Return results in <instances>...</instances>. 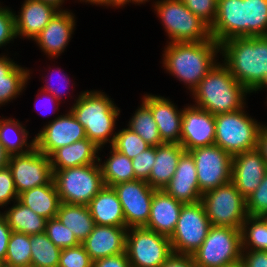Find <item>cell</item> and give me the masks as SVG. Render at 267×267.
Here are the masks:
<instances>
[{"mask_svg":"<svg viewBox=\"0 0 267 267\" xmlns=\"http://www.w3.org/2000/svg\"><path fill=\"white\" fill-rule=\"evenodd\" d=\"M220 51L231 75L250 93L267 88V36L232 38Z\"/></svg>","mask_w":267,"mask_h":267,"instance_id":"1","label":"cell"},{"mask_svg":"<svg viewBox=\"0 0 267 267\" xmlns=\"http://www.w3.org/2000/svg\"><path fill=\"white\" fill-rule=\"evenodd\" d=\"M218 52L220 44L213 38L203 42H169L163 54V64L192 92L217 64Z\"/></svg>","mask_w":267,"mask_h":267,"instance_id":"2","label":"cell"},{"mask_svg":"<svg viewBox=\"0 0 267 267\" xmlns=\"http://www.w3.org/2000/svg\"><path fill=\"white\" fill-rule=\"evenodd\" d=\"M247 93L223 63H217L192 91L194 105L212 115L241 110Z\"/></svg>","mask_w":267,"mask_h":267,"instance_id":"3","label":"cell"},{"mask_svg":"<svg viewBox=\"0 0 267 267\" xmlns=\"http://www.w3.org/2000/svg\"><path fill=\"white\" fill-rule=\"evenodd\" d=\"M71 112L84 127L86 138L93 141L100 149L108 141L110 146L113 145L116 136L113 130L120 109L104 92L88 90L82 92Z\"/></svg>","mask_w":267,"mask_h":267,"instance_id":"4","label":"cell"},{"mask_svg":"<svg viewBox=\"0 0 267 267\" xmlns=\"http://www.w3.org/2000/svg\"><path fill=\"white\" fill-rule=\"evenodd\" d=\"M99 163L52 170L60 202L88 205L105 186Z\"/></svg>","mask_w":267,"mask_h":267,"instance_id":"5","label":"cell"},{"mask_svg":"<svg viewBox=\"0 0 267 267\" xmlns=\"http://www.w3.org/2000/svg\"><path fill=\"white\" fill-rule=\"evenodd\" d=\"M241 110L215 115V142L225 152L236 154L256 149L263 126Z\"/></svg>","mask_w":267,"mask_h":267,"instance_id":"6","label":"cell"},{"mask_svg":"<svg viewBox=\"0 0 267 267\" xmlns=\"http://www.w3.org/2000/svg\"><path fill=\"white\" fill-rule=\"evenodd\" d=\"M154 6L171 43L203 42L211 39L210 27L181 0H158Z\"/></svg>","mask_w":267,"mask_h":267,"instance_id":"7","label":"cell"},{"mask_svg":"<svg viewBox=\"0 0 267 267\" xmlns=\"http://www.w3.org/2000/svg\"><path fill=\"white\" fill-rule=\"evenodd\" d=\"M192 256L197 267H224L241 263V229L211 226L205 240Z\"/></svg>","mask_w":267,"mask_h":267,"instance_id":"8","label":"cell"},{"mask_svg":"<svg viewBox=\"0 0 267 267\" xmlns=\"http://www.w3.org/2000/svg\"><path fill=\"white\" fill-rule=\"evenodd\" d=\"M201 201L211 226L241 229L246 220V199L232 181L202 195Z\"/></svg>","mask_w":267,"mask_h":267,"instance_id":"9","label":"cell"},{"mask_svg":"<svg viewBox=\"0 0 267 267\" xmlns=\"http://www.w3.org/2000/svg\"><path fill=\"white\" fill-rule=\"evenodd\" d=\"M172 253L168 236L145 227L128 228L126 254L131 267H161Z\"/></svg>","mask_w":267,"mask_h":267,"instance_id":"10","label":"cell"},{"mask_svg":"<svg viewBox=\"0 0 267 267\" xmlns=\"http://www.w3.org/2000/svg\"><path fill=\"white\" fill-rule=\"evenodd\" d=\"M210 227L202 201L183 204L176 228L169 237L172 251L192 255L205 240Z\"/></svg>","mask_w":267,"mask_h":267,"instance_id":"11","label":"cell"},{"mask_svg":"<svg viewBox=\"0 0 267 267\" xmlns=\"http://www.w3.org/2000/svg\"><path fill=\"white\" fill-rule=\"evenodd\" d=\"M188 152L194 158L201 195L231 181L233 156L219 146L197 147Z\"/></svg>","mask_w":267,"mask_h":267,"instance_id":"12","label":"cell"},{"mask_svg":"<svg viewBox=\"0 0 267 267\" xmlns=\"http://www.w3.org/2000/svg\"><path fill=\"white\" fill-rule=\"evenodd\" d=\"M7 166L18 195L25 190L47 185L53 179L49 156L36 147L24 154L10 155Z\"/></svg>","mask_w":267,"mask_h":267,"instance_id":"13","label":"cell"},{"mask_svg":"<svg viewBox=\"0 0 267 267\" xmlns=\"http://www.w3.org/2000/svg\"><path fill=\"white\" fill-rule=\"evenodd\" d=\"M122 206L127 228L144 227L150 217L154 191L146 181L133 180L112 186Z\"/></svg>","mask_w":267,"mask_h":267,"instance_id":"14","label":"cell"},{"mask_svg":"<svg viewBox=\"0 0 267 267\" xmlns=\"http://www.w3.org/2000/svg\"><path fill=\"white\" fill-rule=\"evenodd\" d=\"M34 137L35 147L49 156L54 150L86 138L84 127L69 111L49 122Z\"/></svg>","mask_w":267,"mask_h":267,"instance_id":"15","label":"cell"},{"mask_svg":"<svg viewBox=\"0 0 267 267\" xmlns=\"http://www.w3.org/2000/svg\"><path fill=\"white\" fill-rule=\"evenodd\" d=\"M215 115L195 105L182 110L180 144L186 152L214 145Z\"/></svg>","mask_w":267,"mask_h":267,"instance_id":"16","label":"cell"},{"mask_svg":"<svg viewBox=\"0 0 267 267\" xmlns=\"http://www.w3.org/2000/svg\"><path fill=\"white\" fill-rule=\"evenodd\" d=\"M266 174V161L257 148L233 156L231 181L245 199L259 187Z\"/></svg>","mask_w":267,"mask_h":267,"instance_id":"17","label":"cell"},{"mask_svg":"<svg viewBox=\"0 0 267 267\" xmlns=\"http://www.w3.org/2000/svg\"><path fill=\"white\" fill-rule=\"evenodd\" d=\"M127 227L95 224L81 243L93 261L126 252Z\"/></svg>","mask_w":267,"mask_h":267,"instance_id":"18","label":"cell"},{"mask_svg":"<svg viewBox=\"0 0 267 267\" xmlns=\"http://www.w3.org/2000/svg\"><path fill=\"white\" fill-rule=\"evenodd\" d=\"M163 190L184 204L201 201L197 169L194 158L189 152L180 157L172 179Z\"/></svg>","mask_w":267,"mask_h":267,"instance_id":"19","label":"cell"},{"mask_svg":"<svg viewBox=\"0 0 267 267\" xmlns=\"http://www.w3.org/2000/svg\"><path fill=\"white\" fill-rule=\"evenodd\" d=\"M143 102L151 109L163 143L180 144L182 111L170 100L154 95H145Z\"/></svg>","mask_w":267,"mask_h":267,"instance_id":"20","label":"cell"},{"mask_svg":"<svg viewBox=\"0 0 267 267\" xmlns=\"http://www.w3.org/2000/svg\"><path fill=\"white\" fill-rule=\"evenodd\" d=\"M74 15L60 10L34 39L42 51L50 57L59 56L66 48L74 27Z\"/></svg>","mask_w":267,"mask_h":267,"instance_id":"21","label":"cell"},{"mask_svg":"<svg viewBox=\"0 0 267 267\" xmlns=\"http://www.w3.org/2000/svg\"><path fill=\"white\" fill-rule=\"evenodd\" d=\"M60 10L42 0H25L20 15L15 14L16 35L34 40Z\"/></svg>","mask_w":267,"mask_h":267,"instance_id":"22","label":"cell"},{"mask_svg":"<svg viewBox=\"0 0 267 267\" xmlns=\"http://www.w3.org/2000/svg\"><path fill=\"white\" fill-rule=\"evenodd\" d=\"M183 204L164 190H155L151 202L150 217L144 227L170 237L176 228Z\"/></svg>","mask_w":267,"mask_h":267,"instance_id":"23","label":"cell"},{"mask_svg":"<svg viewBox=\"0 0 267 267\" xmlns=\"http://www.w3.org/2000/svg\"><path fill=\"white\" fill-rule=\"evenodd\" d=\"M217 43L242 37V0H218L215 21L210 27Z\"/></svg>","mask_w":267,"mask_h":267,"instance_id":"24","label":"cell"},{"mask_svg":"<svg viewBox=\"0 0 267 267\" xmlns=\"http://www.w3.org/2000/svg\"><path fill=\"white\" fill-rule=\"evenodd\" d=\"M100 148L88 138L54 150L50 155L52 170L85 166L99 162ZM97 159V160H96Z\"/></svg>","mask_w":267,"mask_h":267,"instance_id":"25","label":"cell"},{"mask_svg":"<svg viewBox=\"0 0 267 267\" xmlns=\"http://www.w3.org/2000/svg\"><path fill=\"white\" fill-rule=\"evenodd\" d=\"M88 207L95 224L126 227L122 206L113 187L104 186Z\"/></svg>","mask_w":267,"mask_h":267,"instance_id":"26","label":"cell"},{"mask_svg":"<svg viewBox=\"0 0 267 267\" xmlns=\"http://www.w3.org/2000/svg\"><path fill=\"white\" fill-rule=\"evenodd\" d=\"M181 144L164 143L156 146V157L147 183L163 190L172 179L180 157L185 153Z\"/></svg>","mask_w":267,"mask_h":267,"instance_id":"27","label":"cell"},{"mask_svg":"<svg viewBox=\"0 0 267 267\" xmlns=\"http://www.w3.org/2000/svg\"><path fill=\"white\" fill-rule=\"evenodd\" d=\"M18 200L47 220L56 217L61 203L53 179L47 185L23 191Z\"/></svg>","mask_w":267,"mask_h":267,"instance_id":"28","label":"cell"},{"mask_svg":"<svg viewBox=\"0 0 267 267\" xmlns=\"http://www.w3.org/2000/svg\"><path fill=\"white\" fill-rule=\"evenodd\" d=\"M29 70L17 65L13 60L0 56V105H3L20 95L27 80L30 79Z\"/></svg>","mask_w":267,"mask_h":267,"instance_id":"29","label":"cell"},{"mask_svg":"<svg viewBox=\"0 0 267 267\" xmlns=\"http://www.w3.org/2000/svg\"><path fill=\"white\" fill-rule=\"evenodd\" d=\"M56 217L82 243L95 226L88 205L60 203Z\"/></svg>","mask_w":267,"mask_h":267,"instance_id":"30","label":"cell"},{"mask_svg":"<svg viewBox=\"0 0 267 267\" xmlns=\"http://www.w3.org/2000/svg\"><path fill=\"white\" fill-rule=\"evenodd\" d=\"M15 202L14 206L2 213L11 230L27 235L44 233L47 219L36 214L18 199Z\"/></svg>","mask_w":267,"mask_h":267,"instance_id":"31","label":"cell"},{"mask_svg":"<svg viewBox=\"0 0 267 267\" xmlns=\"http://www.w3.org/2000/svg\"><path fill=\"white\" fill-rule=\"evenodd\" d=\"M267 36V0H242V37Z\"/></svg>","mask_w":267,"mask_h":267,"instance_id":"32","label":"cell"},{"mask_svg":"<svg viewBox=\"0 0 267 267\" xmlns=\"http://www.w3.org/2000/svg\"><path fill=\"white\" fill-rule=\"evenodd\" d=\"M110 147L111 156L104 164L102 163L101 165L100 163L104 185L112 187L120 183L136 180L132 159L121 154L112 146Z\"/></svg>","mask_w":267,"mask_h":267,"instance_id":"33","label":"cell"},{"mask_svg":"<svg viewBox=\"0 0 267 267\" xmlns=\"http://www.w3.org/2000/svg\"><path fill=\"white\" fill-rule=\"evenodd\" d=\"M27 138L28 131L21 123L12 118L0 119V142L10 155L24 154L35 147L34 139L28 144Z\"/></svg>","mask_w":267,"mask_h":267,"instance_id":"34","label":"cell"},{"mask_svg":"<svg viewBox=\"0 0 267 267\" xmlns=\"http://www.w3.org/2000/svg\"><path fill=\"white\" fill-rule=\"evenodd\" d=\"M31 267H58L62 249L46 233L30 235Z\"/></svg>","mask_w":267,"mask_h":267,"instance_id":"35","label":"cell"},{"mask_svg":"<svg viewBox=\"0 0 267 267\" xmlns=\"http://www.w3.org/2000/svg\"><path fill=\"white\" fill-rule=\"evenodd\" d=\"M242 252L267 251V220L264 216H247L241 227Z\"/></svg>","mask_w":267,"mask_h":267,"instance_id":"36","label":"cell"},{"mask_svg":"<svg viewBox=\"0 0 267 267\" xmlns=\"http://www.w3.org/2000/svg\"><path fill=\"white\" fill-rule=\"evenodd\" d=\"M128 128L137 133L151 147L164 144L151 109L142 101L140 108L129 121Z\"/></svg>","mask_w":267,"mask_h":267,"instance_id":"37","label":"cell"},{"mask_svg":"<svg viewBox=\"0 0 267 267\" xmlns=\"http://www.w3.org/2000/svg\"><path fill=\"white\" fill-rule=\"evenodd\" d=\"M3 267H31L30 235L12 231Z\"/></svg>","mask_w":267,"mask_h":267,"instance_id":"38","label":"cell"},{"mask_svg":"<svg viewBox=\"0 0 267 267\" xmlns=\"http://www.w3.org/2000/svg\"><path fill=\"white\" fill-rule=\"evenodd\" d=\"M112 147L130 159L151 146L130 128L122 129L116 133Z\"/></svg>","mask_w":267,"mask_h":267,"instance_id":"39","label":"cell"},{"mask_svg":"<svg viewBox=\"0 0 267 267\" xmlns=\"http://www.w3.org/2000/svg\"><path fill=\"white\" fill-rule=\"evenodd\" d=\"M45 233L60 249L75 247L80 244L73 232H70L69 228L64 226L57 217L47 220Z\"/></svg>","mask_w":267,"mask_h":267,"instance_id":"40","label":"cell"},{"mask_svg":"<svg viewBox=\"0 0 267 267\" xmlns=\"http://www.w3.org/2000/svg\"><path fill=\"white\" fill-rule=\"evenodd\" d=\"M58 267H93V260L80 243L61 251Z\"/></svg>","mask_w":267,"mask_h":267,"instance_id":"41","label":"cell"},{"mask_svg":"<svg viewBox=\"0 0 267 267\" xmlns=\"http://www.w3.org/2000/svg\"><path fill=\"white\" fill-rule=\"evenodd\" d=\"M248 216H265L267 214V174L259 187L246 199Z\"/></svg>","mask_w":267,"mask_h":267,"instance_id":"42","label":"cell"},{"mask_svg":"<svg viewBox=\"0 0 267 267\" xmlns=\"http://www.w3.org/2000/svg\"><path fill=\"white\" fill-rule=\"evenodd\" d=\"M186 7L209 27L215 21L218 0H181Z\"/></svg>","mask_w":267,"mask_h":267,"instance_id":"43","label":"cell"},{"mask_svg":"<svg viewBox=\"0 0 267 267\" xmlns=\"http://www.w3.org/2000/svg\"><path fill=\"white\" fill-rule=\"evenodd\" d=\"M156 157V147H150L132 159L135 178L148 181Z\"/></svg>","mask_w":267,"mask_h":267,"instance_id":"44","label":"cell"},{"mask_svg":"<svg viewBox=\"0 0 267 267\" xmlns=\"http://www.w3.org/2000/svg\"><path fill=\"white\" fill-rule=\"evenodd\" d=\"M15 13L0 7V47L16 38Z\"/></svg>","mask_w":267,"mask_h":267,"instance_id":"45","label":"cell"},{"mask_svg":"<svg viewBox=\"0 0 267 267\" xmlns=\"http://www.w3.org/2000/svg\"><path fill=\"white\" fill-rule=\"evenodd\" d=\"M19 195L16 191L11 170L8 166L0 169V206H6L8 202L16 201Z\"/></svg>","mask_w":267,"mask_h":267,"instance_id":"46","label":"cell"},{"mask_svg":"<svg viewBox=\"0 0 267 267\" xmlns=\"http://www.w3.org/2000/svg\"><path fill=\"white\" fill-rule=\"evenodd\" d=\"M242 252V267H267V251L247 250Z\"/></svg>","mask_w":267,"mask_h":267,"instance_id":"47","label":"cell"},{"mask_svg":"<svg viewBox=\"0 0 267 267\" xmlns=\"http://www.w3.org/2000/svg\"><path fill=\"white\" fill-rule=\"evenodd\" d=\"M93 267H131L126 252L93 261Z\"/></svg>","mask_w":267,"mask_h":267,"instance_id":"48","label":"cell"},{"mask_svg":"<svg viewBox=\"0 0 267 267\" xmlns=\"http://www.w3.org/2000/svg\"><path fill=\"white\" fill-rule=\"evenodd\" d=\"M161 267H197L192 255L172 253Z\"/></svg>","mask_w":267,"mask_h":267,"instance_id":"49","label":"cell"},{"mask_svg":"<svg viewBox=\"0 0 267 267\" xmlns=\"http://www.w3.org/2000/svg\"><path fill=\"white\" fill-rule=\"evenodd\" d=\"M12 230L9 227L5 217L0 212V261L4 263L8 242L11 236Z\"/></svg>","mask_w":267,"mask_h":267,"instance_id":"50","label":"cell"},{"mask_svg":"<svg viewBox=\"0 0 267 267\" xmlns=\"http://www.w3.org/2000/svg\"><path fill=\"white\" fill-rule=\"evenodd\" d=\"M257 149L261 152L267 164V126L265 125L260 130Z\"/></svg>","mask_w":267,"mask_h":267,"instance_id":"51","label":"cell"},{"mask_svg":"<svg viewBox=\"0 0 267 267\" xmlns=\"http://www.w3.org/2000/svg\"><path fill=\"white\" fill-rule=\"evenodd\" d=\"M63 76H64L63 81L64 82L66 81V83H68L70 80L67 81L65 74H63L62 77ZM59 81L61 82V79ZM60 85H61V83H60ZM62 85H63V83H62ZM54 86L55 85L51 86L50 83H48L45 87H42V89H41L42 91L41 92L52 94L58 100V104H59V101L61 100L60 98L62 97L61 94H60L61 90H60V88H56L55 89ZM65 87L67 88V85Z\"/></svg>","mask_w":267,"mask_h":267,"instance_id":"52","label":"cell"},{"mask_svg":"<svg viewBox=\"0 0 267 267\" xmlns=\"http://www.w3.org/2000/svg\"><path fill=\"white\" fill-rule=\"evenodd\" d=\"M10 154L5 150L0 142V169L7 166Z\"/></svg>","mask_w":267,"mask_h":267,"instance_id":"53","label":"cell"},{"mask_svg":"<svg viewBox=\"0 0 267 267\" xmlns=\"http://www.w3.org/2000/svg\"><path fill=\"white\" fill-rule=\"evenodd\" d=\"M132 0H107L103 5H107L108 6H111L112 7H120V6H124L125 4L131 2Z\"/></svg>","mask_w":267,"mask_h":267,"instance_id":"54","label":"cell"},{"mask_svg":"<svg viewBox=\"0 0 267 267\" xmlns=\"http://www.w3.org/2000/svg\"><path fill=\"white\" fill-rule=\"evenodd\" d=\"M43 2H47L50 3L54 6H56L58 9L60 8V6L63 4L64 0H42Z\"/></svg>","mask_w":267,"mask_h":267,"instance_id":"55","label":"cell"},{"mask_svg":"<svg viewBox=\"0 0 267 267\" xmlns=\"http://www.w3.org/2000/svg\"><path fill=\"white\" fill-rule=\"evenodd\" d=\"M80 1L89 2L91 4L103 5L107 0H80Z\"/></svg>","mask_w":267,"mask_h":267,"instance_id":"56","label":"cell"},{"mask_svg":"<svg viewBox=\"0 0 267 267\" xmlns=\"http://www.w3.org/2000/svg\"><path fill=\"white\" fill-rule=\"evenodd\" d=\"M45 95L47 94L48 96H47V98L50 96L51 98H49V100L48 101H51V103L53 102V101H58L52 94H49V93H45V92H43ZM46 99V98H45ZM47 104V103H46ZM50 104V103H49ZM36 108V107H35ZM37 109V108H36ZM39 111V110H38Z\"/></svg>","mask_w":267,"mask_h":267,"instance_id":"57","label":"cell"},{"mask_svg":"<svg viewBox=\"0 0 267 267\" xmlns=\"http://www.w3.org/2000/svg\"><path fill=\"white\" fill-rule=\"evenodd\" d=\"M224 267H242V264L241 263H236V264H231V265L224 266Z\"/></svg>","mask_w":267,"mask_h":267,"instance_id":"58","label":"cell"},{"mask_svg":"<svg viewBox=\"0 0 267 267\" xmlns=\"http://www.w3.org/2000/svg\"><path fill=\"white\" fill-rule=\"evenodd\" d=\"M145 1H148V0H132V3L135 2V4L137 3L139 5L141 3H144Z\"/></svg>","mask_w":267,"mask_h":267,"instance_id":"59","label":"cell"}]
</instances>
